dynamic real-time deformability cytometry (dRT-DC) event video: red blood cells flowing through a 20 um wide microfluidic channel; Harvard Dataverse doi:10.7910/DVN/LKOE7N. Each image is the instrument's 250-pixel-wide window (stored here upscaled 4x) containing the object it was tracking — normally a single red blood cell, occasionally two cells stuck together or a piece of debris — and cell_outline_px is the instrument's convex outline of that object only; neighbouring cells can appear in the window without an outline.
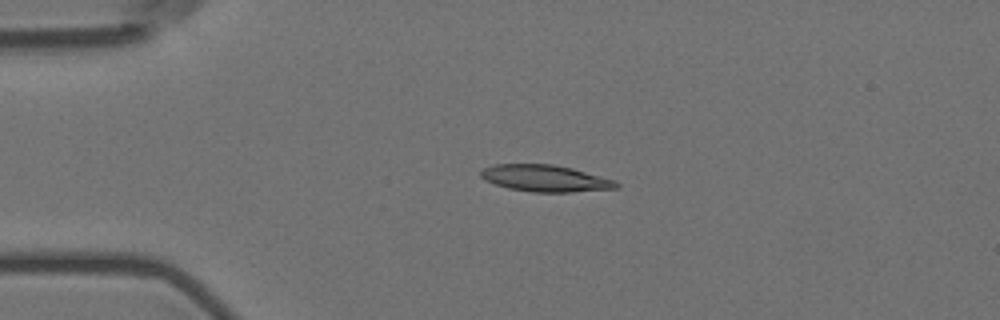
{"species": "Egyptian fruit bat (a non-hibernating species)", "species_latin": "Rousettus aegyptiacus", "temperature_condition": "room temperature", "stored_images_in_passage": 3, "camera_frame_rate_fps": 3000, "um_per_image_px": 0.085, "animal": {"sex": "female"}, "frame": {"image": 1, "passage_image": 2, "time_ms": 0.333, "image_size_px": [1000, 320], "cell_outline_px": [[620, 188], [572, 192], [532, 192], [508, 188], [484, 180], [480, 176], [480, 172], [484, 168], [496, 164], [552, 164], [572, 168], [616, 180], [620, 184]], "centroid_in_image_um": [46.38, 15.16], "position_along_channel_um": 38.6, "area_um2": 21.15}}